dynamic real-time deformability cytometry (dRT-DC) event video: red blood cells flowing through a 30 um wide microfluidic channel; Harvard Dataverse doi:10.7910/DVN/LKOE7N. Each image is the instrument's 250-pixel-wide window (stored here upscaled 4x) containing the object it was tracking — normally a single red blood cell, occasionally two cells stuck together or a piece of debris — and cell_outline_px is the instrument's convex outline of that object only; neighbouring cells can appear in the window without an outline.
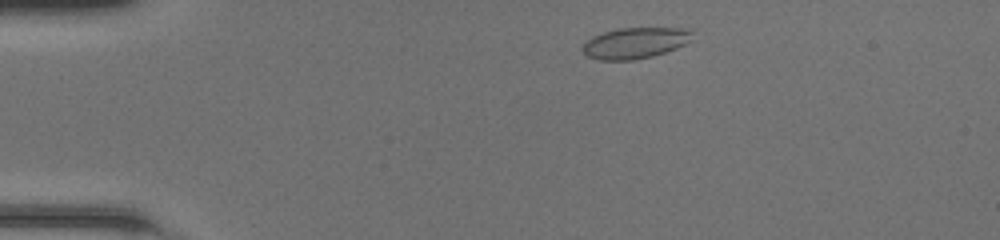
{"species": "common noctule bat (a hibernating species)", "species_latin": "Nyctalus noctula", "temperature_condition": "room temperature", "stored_images_in_passage": 42, "camera_frame_rate_fps": 3000, "um_per_image_px": 0.085, "animal": {"sex": "female", "body_mass_g": 20.0, "forearm_length_mm": 54.0}, "frame": {"image": 1, "passage_image": 3, "time_ms": 0.667, "image_size_px": [1000, 240], "cell_outline_px": [[696, 32], [692, 40], [676, 48], [652, 56], [632, 60], [600, 60], [588, 56], [580, 48], [592, 36], [604, 32], [620, 28], [692, 28]], "centroid_in_image_um": [54.04, 3.64], "position_along_channel_um": 31.0, "area_um2": 19.94}}
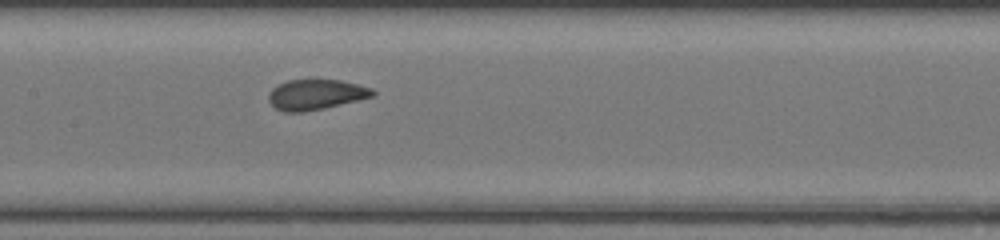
{"frame": {"image": 2, "passage_image": 18, "time_ms": 5.667, "image_size_px": [1000, 240], "cell_outline_px": [[376, 96], [324, 108], [304, 112], [284, 112], [276, 108], [268, 100], [268, 92], [276, 84], [288, 80], [340, 80], [372, 88], [376, 92]], "centroid_in_image_um": [26.84, 8.04], "position_along_channel_um": 180.6, "area_um2": 18.5}}
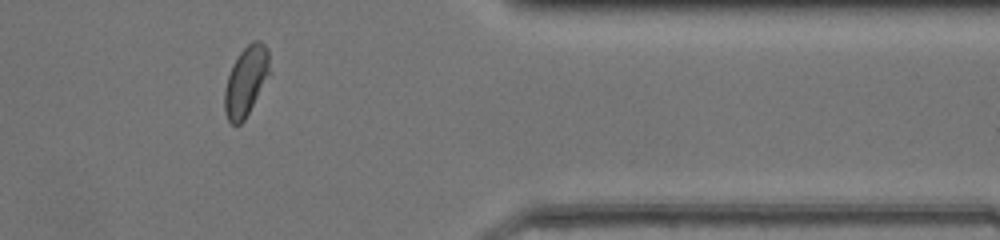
{"frame": {"image": 3, "passage_image": 34, "time_ms": 11.0, "image_size_px": [1000, 240], "cell_outline_px": [[272, 76], [244, 120], [240, 124], [232, 124], [228, 120], [224, 112], [224, 88], [232, 64], [240, 52], [252, 40], [260, 40], [268, 48], [272, 72]], "centroid_in_image_um": [20.96, 6.88], "position_along_channel_um": 390.4, "area_um2": 19.07}, "authors_computed_cell_mechanics": {"area_um2": 19.0162, "velocity_mm_per_s": 4.2729, "shape_relaxation_time_tau1_ms": 4.1301, "shape_relaxation_time_tau2_ms": 0.7335, "deformation_change_tau1": 0.1264, "deformation_change_tau2": 0.0483}}